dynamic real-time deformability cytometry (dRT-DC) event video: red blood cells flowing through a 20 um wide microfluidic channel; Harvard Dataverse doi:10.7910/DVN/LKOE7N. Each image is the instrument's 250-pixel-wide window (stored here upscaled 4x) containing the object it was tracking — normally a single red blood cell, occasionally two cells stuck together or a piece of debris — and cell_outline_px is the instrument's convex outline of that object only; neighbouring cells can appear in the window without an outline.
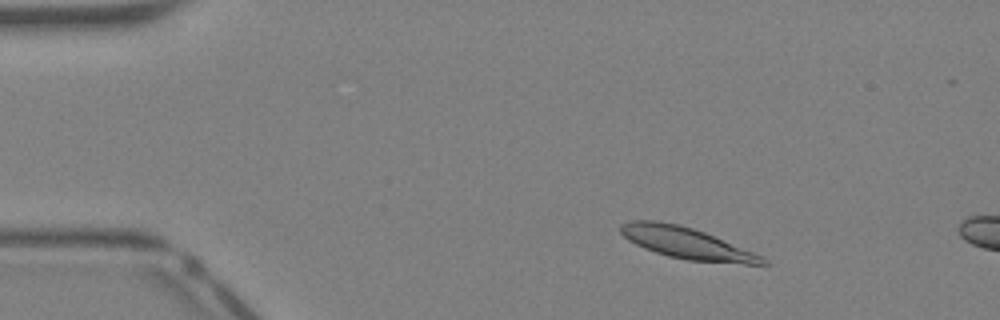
{"species": "Egyptian fruit bat (a non-hibernating species)", "species_latin": "Rousettus aegyptiacus", "temperature_condition": "warm", "stored_images_in_passage": 8, "camera_frame_rate_fps": 3000, "um_per_image_px": 0.085, "animal": {"sex": "female"}, "frame": {"image": 1, "passage_image": 4, "time_ms": 1.0, "image_size_px": [1000, 320], "cell_outline_px": [[772, 264], [744, 264], [688, 260], [668, 256], [644, 248], [628, 240], [620, 232], [620, 224], [628, 220], [656, 220], [680, 224], [704, 232], [764, 256]], "centroid_in_image_um": [58.36, 20.65], "position_along_channel_um": 26.6, "area_um2": 26.07}}